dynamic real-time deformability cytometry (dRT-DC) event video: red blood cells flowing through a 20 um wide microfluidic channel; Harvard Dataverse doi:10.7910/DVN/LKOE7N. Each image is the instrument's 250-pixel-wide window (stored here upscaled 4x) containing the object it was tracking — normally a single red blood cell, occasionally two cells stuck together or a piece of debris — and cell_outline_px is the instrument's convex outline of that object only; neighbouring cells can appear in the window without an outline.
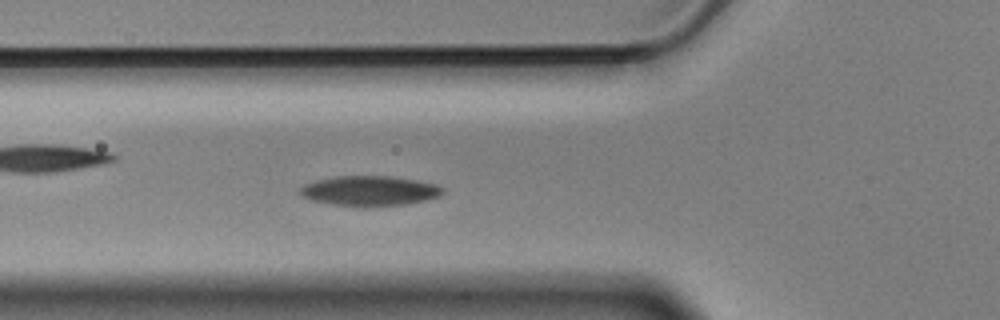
{"species": "Egyptian fruit bat (a non-hibernating species)", "species_latin": "Rousettus aegyptiacus", "temperature_condition": "cold", "stored_images_in_passage": 4, "camera_frame_rate_fps": 3000, "um_per_image_px": 0.085, "animal": {"sex": "male"}, "frame": {"image": 1, "passage_image": 4, "time_ms": 1.0, "image_size_px": [1000, 320], "cell_outline_px": [[444, 192], [440, 196], [428, 200], [404, 204], [364, 208], [332, 204], [312, 200], [304, 196], [300, 192], [300, 188], [304, 184], [316, 180], [336, 176], [392, 176], [416, 180], [436, 184], [444, 188]], "centroid_in_image_um": [31.45, 16.23], "position_along_channel_um": 94.3, "area_um2": 25.2}}